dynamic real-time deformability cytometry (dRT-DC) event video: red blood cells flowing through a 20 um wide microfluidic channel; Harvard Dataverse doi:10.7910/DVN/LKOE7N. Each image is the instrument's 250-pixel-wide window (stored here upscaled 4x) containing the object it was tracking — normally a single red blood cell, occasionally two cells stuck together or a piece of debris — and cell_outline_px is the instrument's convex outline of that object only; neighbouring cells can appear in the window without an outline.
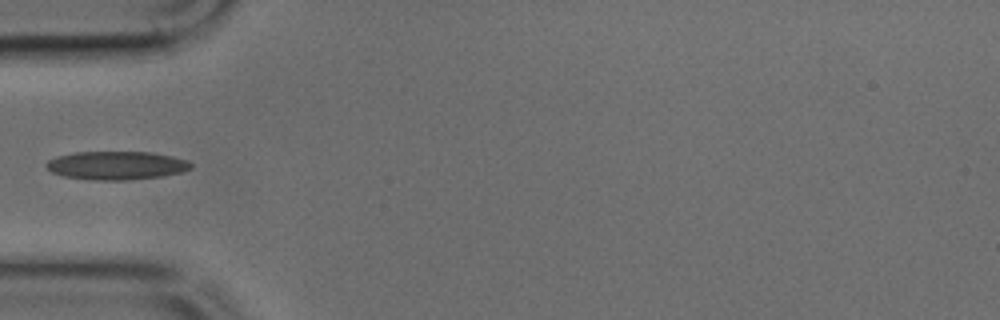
{"species": "common noctule bat (a hibernating species)", "species_latin": "Nyctalus noctula", "temperature_condition": "cold", "stored_images_in_passage": 22, "camera_frame_rate_fps": 3000, "um_per_image_px": 0.085, "animal": {"sex": "male", "body_mass_g": 17.9, "forearm_length_mm": 54.2}, "frame": {"image": 1, "passage_image": 1, "time_ms": 0.0, "image_size_px": [1000, 320], "cell_outline_px": [[192, 168], [180, 172], [160, 176], [128, 180], [96, 180], [64, 176], [52, 172], [44, 164], [48, 160], [56, 156], [76, 152], [148, 152], [172, 156], [188, 160], [192, 164]], "centroid_in_image_um": [9.89, 14.05], "position_along_channel_um": 75.1, "area_um2": 23.81}}
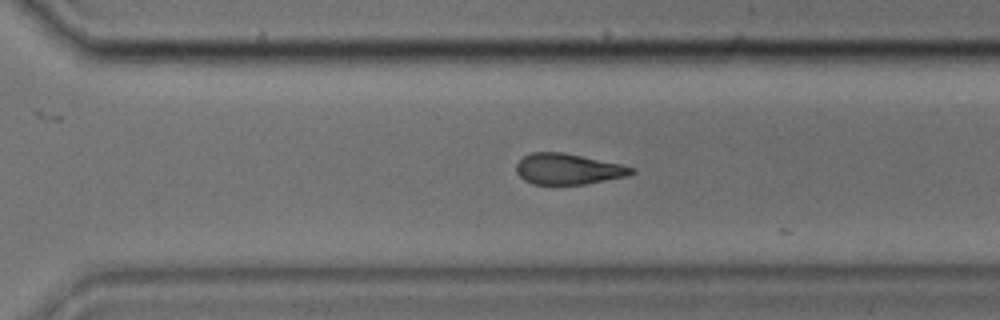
{"frame": {"image": 2, "passage_image": 19, "time_ms": 6.0, "image_size_px": [1000, 320], "cell_outline_px": [[636, 172], [628, 176], [584, 184], [532, 184], [524, 180], [516, 172], [516, 164], [524, 156], [532, 152], [564, 152], [620, 164], [636, 168]], "centroid_in_image_um": [48.29, 14.36], "position_along_channel_um": 322.3, "area_um2": 20.69}}